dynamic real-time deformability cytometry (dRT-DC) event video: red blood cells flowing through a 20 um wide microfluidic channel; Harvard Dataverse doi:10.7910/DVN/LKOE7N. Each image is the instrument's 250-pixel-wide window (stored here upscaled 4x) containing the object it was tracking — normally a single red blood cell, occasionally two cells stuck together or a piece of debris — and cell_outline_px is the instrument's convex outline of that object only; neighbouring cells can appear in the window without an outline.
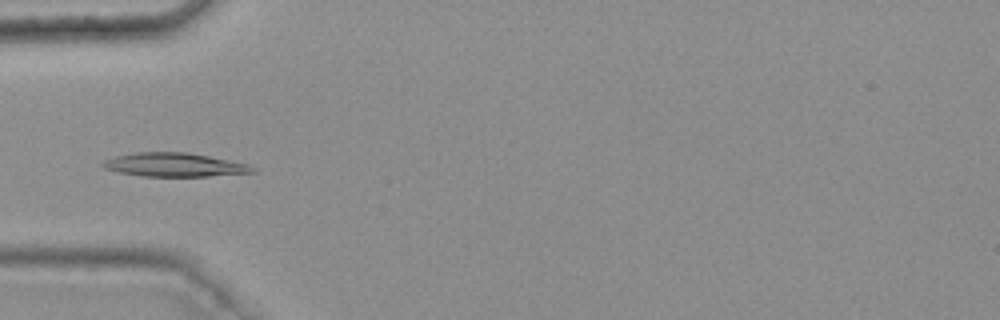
{"species": "common noctule bat (a hibernating species)", "species_latin": "Nyctalus noctula", "temperature_condition": "warm", "stored_images_in_passage": 30, "camera_frame_rate_fps": 3000, "um_per_image_px": 0.085, "animal": {"sex": "female", "body_mass_g": 25.1}, "frame": {"image": 1, "passage_image": 1, "time_ms": 0.0, "image_size_px": [1000, 320], "cell_outline_px": [[256, 172], [208, 176], [140, 176], [116, 172], [104, 168], [100, 164], [104, 160], [116, 156], [136, 152], [188, 152], [248, 164], [256, 168]], "centroid_in_image_um": [14.79, 14.01], "position_along_channel_um": 70.2, "area_um2": 20.69}}
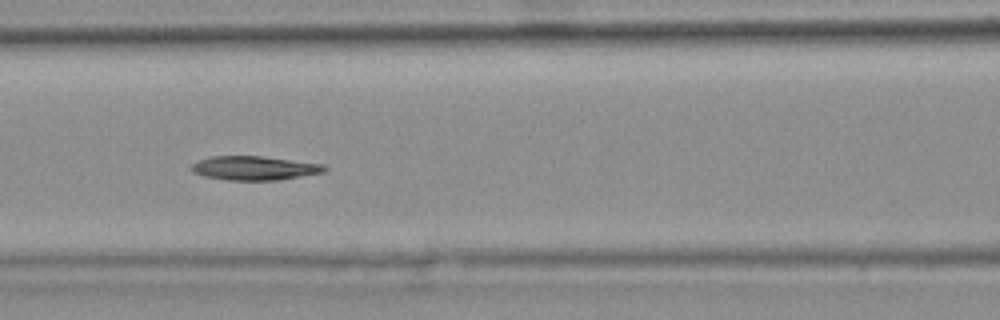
{"frame": {"image": 2, "passage_image": 7, "time_ms": 2.0, "image_size_px": [1000, 320], "cell_outline_px": [[328, 168], [324, 172], [280, 180], [228, 180], [204, 176], [192, 172], [188, 168], [196, 160], [212, 156], [260, 156], [324, 164]], "centroid_in_image_um": [21.58, 14.28], "position_along_channel_um": 145.0, "area_um2": 18.73}}
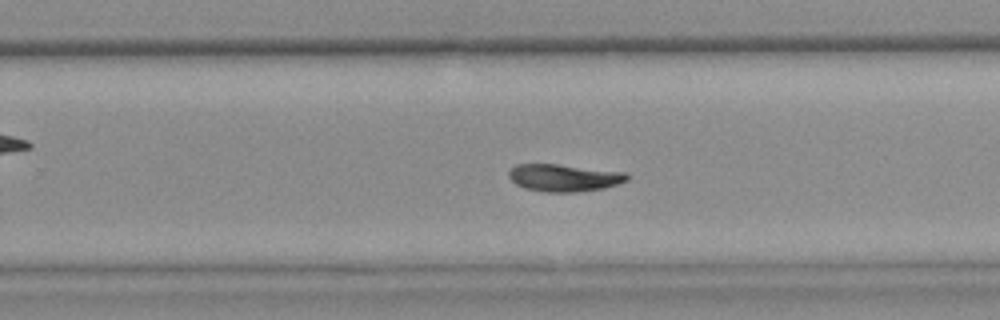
{"frame": {"image": 3, "passage_image": 18, "time_ms": 5.667, "image_size_px": [1000, 320], "cell_outline_px": [[628, 180], [604, 188], [576, 192], [544, 192], [524, 188], [516, 184], [508, 176], [508, 172], [516, 164], [556, 164], [628, 172]], "centroid_in_image_um": [47.94, 15.11], "position_along_channel_um": 281.9, "area_um2": 18.84}}